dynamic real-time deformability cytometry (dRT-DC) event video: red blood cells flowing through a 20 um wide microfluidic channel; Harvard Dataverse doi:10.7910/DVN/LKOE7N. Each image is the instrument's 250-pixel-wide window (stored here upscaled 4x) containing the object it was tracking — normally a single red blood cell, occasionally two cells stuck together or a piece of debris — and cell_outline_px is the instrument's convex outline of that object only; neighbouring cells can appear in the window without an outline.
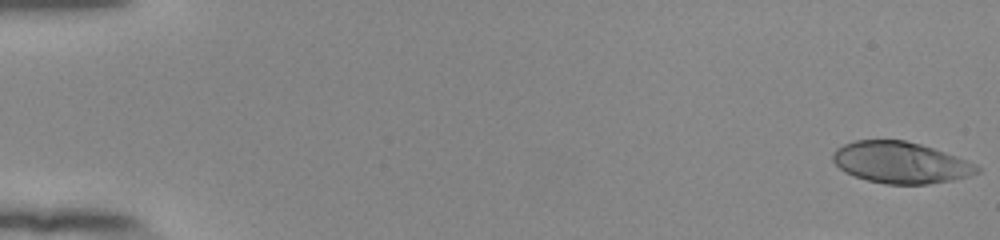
{"species": "human", "species_latin": "Homo sapiens", "temperature_condition": "room temperature", "stored_images_in_passage": 45, "camera_frame_rate_fps": 3000, "um_per_image_px": 0.085, "donor": {"sex": "female"}, "frame": {"image": 1, "passage_image": 1, "time_ms": 0.0, "image_size_px": [1000, 240], "cell_outline_px": [[980, 172], [968, 176], [952, 180], [928, 184], [884, 184], [868, 180], [844, 172], [832, 160], [832, 152], [836, 148], [844, 144], [856, 140], [904, 140], [920, 144], [956, 156], [976, 164], [980, 168]], "centroid_in_image_um": [76.53, 13.82], "position_along_channel_um": 8.5, "area_um2": 34.68}, "authors_computed_cell_mechanics": {"area_um2": 37.1654, "velocity_mm_per_s": 3.8517, "shape_relaxation_time_tau1_ms": 2.7337, "shape_relaxation_time_tau2_ms": null, "deformation_change_tau1": 0.1629, "deformation_change_tau2": null}}